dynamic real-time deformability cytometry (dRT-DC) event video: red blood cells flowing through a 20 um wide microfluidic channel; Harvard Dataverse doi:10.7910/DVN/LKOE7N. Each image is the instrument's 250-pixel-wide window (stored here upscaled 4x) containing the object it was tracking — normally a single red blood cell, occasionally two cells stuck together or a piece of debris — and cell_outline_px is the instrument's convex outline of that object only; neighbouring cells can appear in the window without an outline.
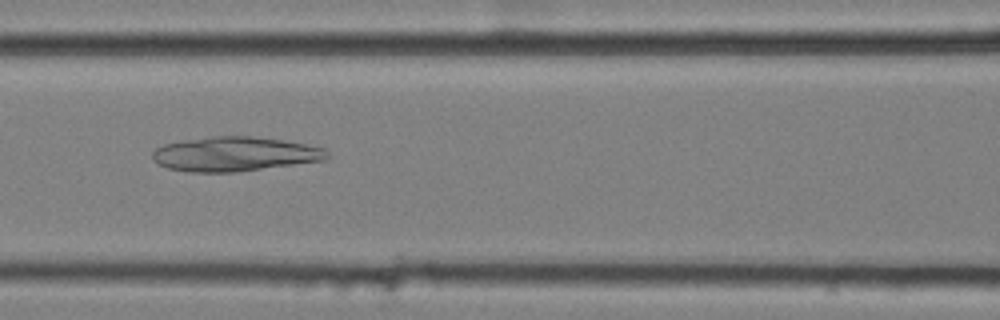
{"species": "common noctule bat (a hibernating species)", "species_latin": "Nyctalus noctula", "temperature_condition": "cold", "stored_images_in_passage": 41, "camera_frame_rate_fps": 3000, "um_per_image_px": 0.085, "animal": {"sex": "female", "body_mass_g": 25.1}, "frame": {"image": 1, "passage_image": 10, "time_ms": 3.0, "image_size_px": [1000, 320], "cell_outline_px": [[332, 156], [324, 160], [236, 172], [188, 172], [168, 168], [160, 164], [152, 156], [152, 152], [156, 148], [164, 144], [184, 140], [212, 136], [252, 136], [284, 140], [324, 148]], "centroid_in_image_um": [19.97, 13.09], "position_along_channel_um": 146.6, "area_um2": 34.91}}
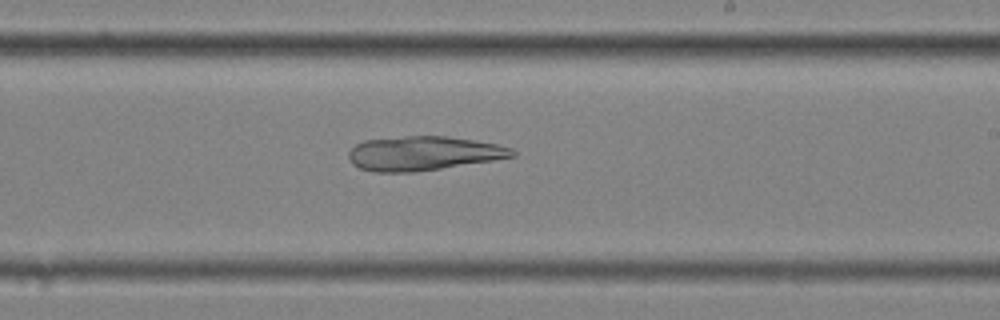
{"frame": {"image": 2, "passage_image": 19, "time_ms": 6.0, "image_size_px": [1000, 320], "cell_outline_px": [[516, 156], [492, 160], [440, 168], [412, 172], [372, 172], [360, 168], [352, 164], [348, 156], [348, 152], [356, 144], [364, 140], [404, 136], [444, 136], [476, 140], [496, 144], [512, 148], [516, 152]], "centroid_in_image_um": [35.96, 13.03], "position_along_channel_um": 253.0, "area_um2": 32.48}}
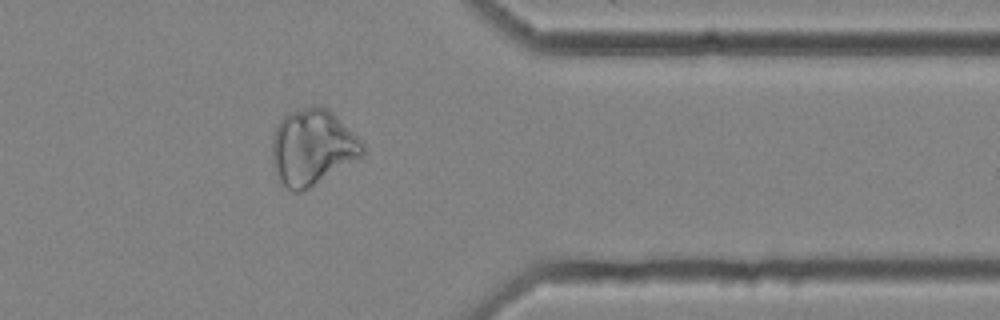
{"frame": {"image": 3, "passage_image": 31, "time_ms": 10.0, "image_size_px": [1000, 320], "cell_outline_px": [[364, 156], [308, 188], [300, 192], [292, 192], [276, 176], [272, 156], [272, 136], [276, 124], [288, 112], [312, 104], [328, 108], [364, 144]], "centroid_in_image_um": [26.53, 12.49], "position_along_channel_um": 384.9, "area_um2": 40.0}}